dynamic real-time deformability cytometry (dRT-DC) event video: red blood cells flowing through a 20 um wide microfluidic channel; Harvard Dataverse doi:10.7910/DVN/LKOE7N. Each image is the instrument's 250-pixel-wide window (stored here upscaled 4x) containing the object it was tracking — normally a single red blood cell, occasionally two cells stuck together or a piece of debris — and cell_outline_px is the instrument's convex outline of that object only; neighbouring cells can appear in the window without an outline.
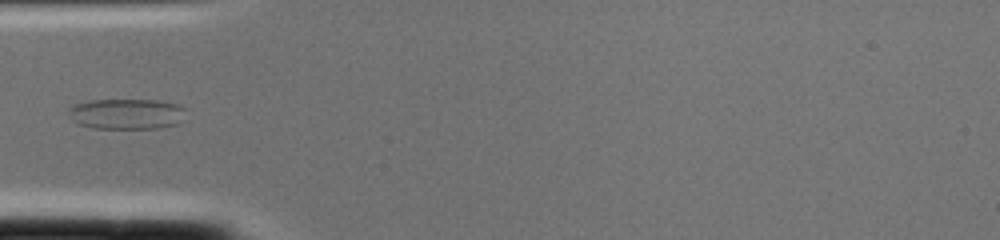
{"species": "common noctule bat (a hibernating species)", "species_latin": "Nyctalus noctula", "temperature_condition": "cold", "stored_images_in_passage": 2, "camera_frame_rate_fps": 3000, "um_per_image_px": 0.085, "animal": {"sex": "female", "body_mass_g": 22.0, "forearm_length_mm": 56.7}, "frame": {"image": 1, "passage_image": 2, "time_ms": 0.333, "image_size_px": [1000, 240], "cell_outline_px": [[184, 108], [176, 124], [160, 128], [96, 128], [80, 124], [68, 112], [68, 108], [72, 104], [88, 100], [156, 100], [180, 104]], "centroid_in_image_um": [10.72, 9.66], "position_along_channel_um": 74.3, "area_um2": 20.52}}